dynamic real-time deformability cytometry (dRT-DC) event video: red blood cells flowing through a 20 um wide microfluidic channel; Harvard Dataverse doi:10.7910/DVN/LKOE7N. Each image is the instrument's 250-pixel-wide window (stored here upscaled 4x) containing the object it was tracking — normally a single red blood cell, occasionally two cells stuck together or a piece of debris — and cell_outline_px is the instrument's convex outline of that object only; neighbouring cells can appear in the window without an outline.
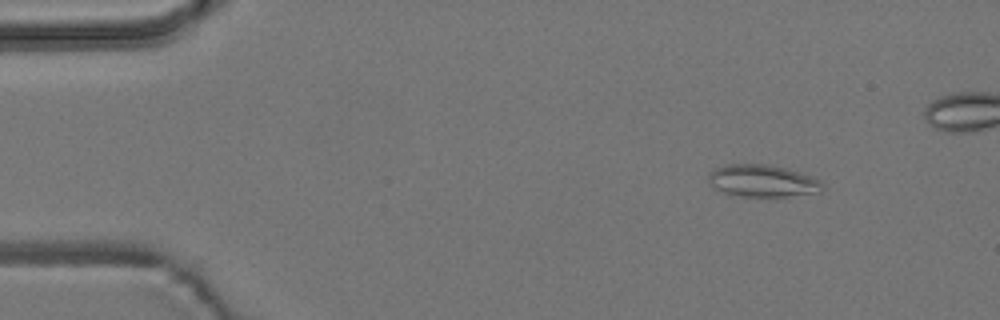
{"species": "common noctule bat (a hibernating species)", "species_latin": "Nyctalus noctula", "temperature_condition": "room temperature", "stored_images_in_passage": 5, "camera_frame_rate_fps": 3000, "um_per_image_px": 0.085, "animal": {"sex": "male", "body_mass_g": 19.2, "forearm_length_mm": 51.8}, "frame": {"image": 1, "passage_image": 2, "time_ms": 1.0, "image_size_px": [1000, 320], "cell_outline_px": [[824, 188], [820, 192], [784, 196], [744, 196], [724, 192], [716, 188], [708, 180], [708, 172], [716, 168], [728, 164], [768, 164], [800, 172], [812, 176], [820, 180], [824, 184]], "centroid_in_image_um": [64.84, 15.36], "position_along_channel_um": 20.2, "area_um2": 21.15}}